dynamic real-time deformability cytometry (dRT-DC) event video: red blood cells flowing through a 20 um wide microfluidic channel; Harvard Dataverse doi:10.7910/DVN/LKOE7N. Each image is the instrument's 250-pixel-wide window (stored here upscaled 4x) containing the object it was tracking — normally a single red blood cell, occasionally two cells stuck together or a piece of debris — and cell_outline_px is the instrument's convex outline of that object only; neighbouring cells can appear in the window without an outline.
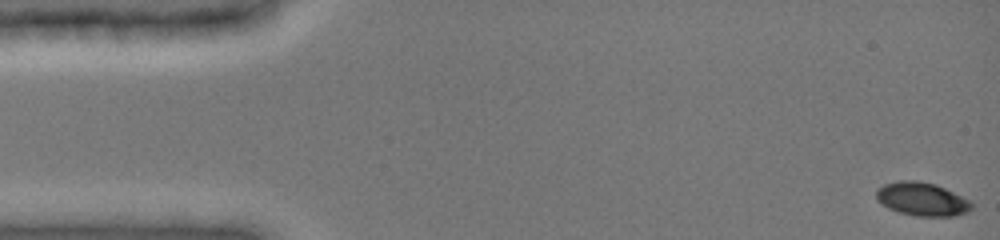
{"species": "common noctule bat (a hibernating species)", "species_latin": "Nyctalus noctula", "temperature_condition": "cold", "stored_images_in_passage": 46, "camera_frame_rate_fps": 3000, "um_per_image_px": 0.085, "animal": {"sex": "female", "body_mass_g": 19.0, "forearm_length_mm": 51.5}, "frame": {"image": 1, "passage_image": 1, "time_ms": 0.0, "image_size_px": [1000, 240], "cell_outline_px": [[972, 208], [968, 212], [956, 216], [916, 216], [900, 212], [888, 208], [880, 204], [876, 196], [876, 192], [884, 184], [904, 180], [912, 180], [932, 184], [944, 188], [968, 200], [972, 204]], "centroid_in_image_um": [78.36, 16.95], "position_along_channel_um": 6.6, "area_um2": 18.21}}
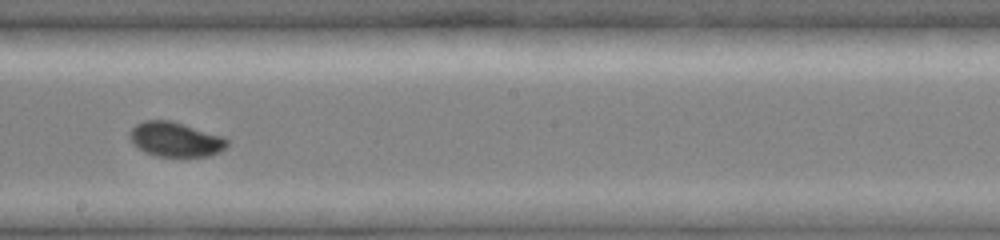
{"frame": {"image": 2, "passage_image": 28, "time_ms": 9.0, "image_size_px": [1000, 240], "cell_outline_px": [[228, 144], [220, 152], [208, 156], [156, 156], [144, 152], [132, 144], [128, 136], [128, 132], [136, 124], [144, 120], [172, 120], [224, 136], [228, 140]], "centroid_in_image_um": [14.89, 11.84], "position_along_channel_um": 233.3, "area_um2": 19.94}}
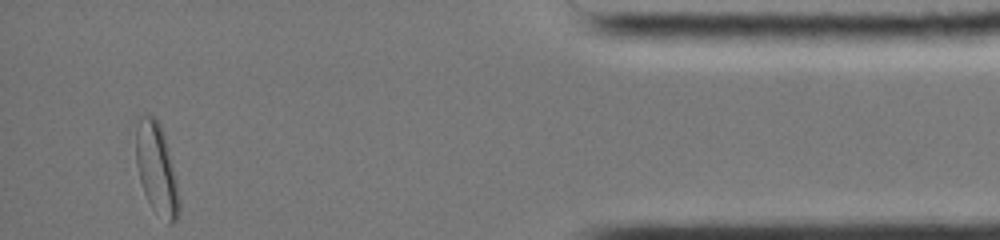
{"frame": {"image": 3, "passage_image": 46, "time_ms": 15.0, "image_size_px": [1000, 240], "cell_outline_px": [[180, 212], [176, 220], [172, 224], [168, 224], [152, 208], [144, 192], [140, 180], [136, 164], [136, 132], [140, 120], [144, 116], [152, 116], [160, 124], [168, 148], [176, 180], [180, 204]], "centroid_in_image_um": [13.32, 14.44], "position_along_channel_um": 421.9, "area_um2": 22.43}, "authors_computed_cell_mechanics": {"area_um2": 19.5075, "velocity_mm_per_s": 3.9297, "shape_relaxation_time_tau1_ms": 1.8048, "shape_relaxation_time_tau2_ms": null, "deformation_change_tau1": 0.1082, "deformation_change_tau2": null}}